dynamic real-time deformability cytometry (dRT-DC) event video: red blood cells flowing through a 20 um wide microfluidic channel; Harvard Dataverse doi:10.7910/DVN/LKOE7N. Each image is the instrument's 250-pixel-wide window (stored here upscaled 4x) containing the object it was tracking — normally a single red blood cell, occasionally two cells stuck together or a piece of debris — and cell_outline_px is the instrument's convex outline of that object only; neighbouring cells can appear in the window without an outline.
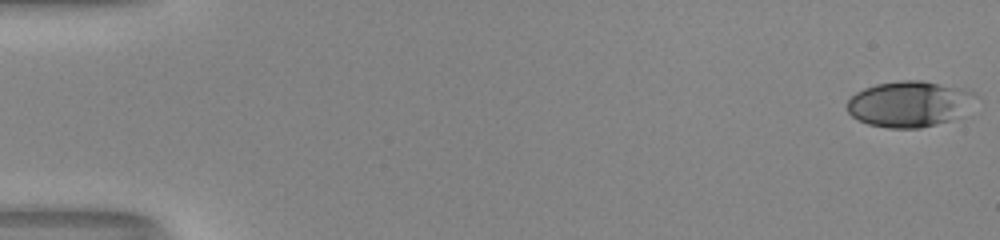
{"species": "human", "species_latin": "Homo sapiens", "temperature_condition": "room temperature", "stored_images_in_passage": 53, "camera_frame_rate_fps": 3000, "um_per_image_px": 0.085, "donor": {"sex": "male"}, "frame": {"image": 1, "passage_image": 1, "time_ms": 0.0, "image_size_px": [1000, 240], "cell_outline_px": [[980, 96], [956, 116], [948, 120], [936, 124], [920, 128], [888, 128], [868, 124], [852, 116], [848, 112], [848, 100], [856, 92], [864, 88], [876, 84], [900, 80], [920, 80], [964, 88], [976, 92]], "centroid_in_image_um": [77.29, 8.81], "position_along_channel_um": 7.7, "area_um2": 34.1}}
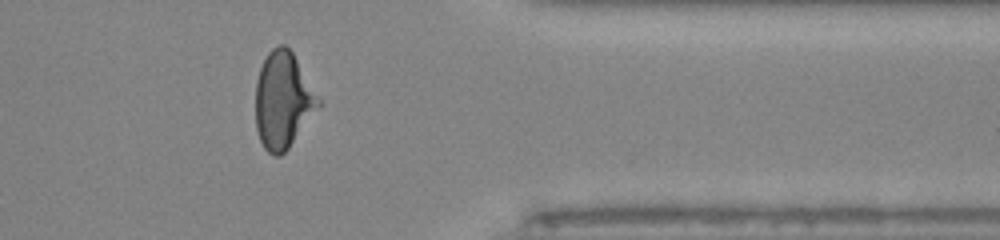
{"frame": {"image": 2, "passage_image": 44, "time_ms": 14.333, "image_size_px": [1000, 240], "cell_outline_px": [[320, 108], [288, 148], [280, 156], [276, 156], [268, 152], [264, 148], [260, 140], [256, 128], [256, 80], [260, 68], [268, 52], [276, 44], [284, 44], [292, 52], [320, 100]], "centroid_in_image_um": [24.04, 8.53], "position_along_channel_um": 387.4, "area_um2": 35.08}}
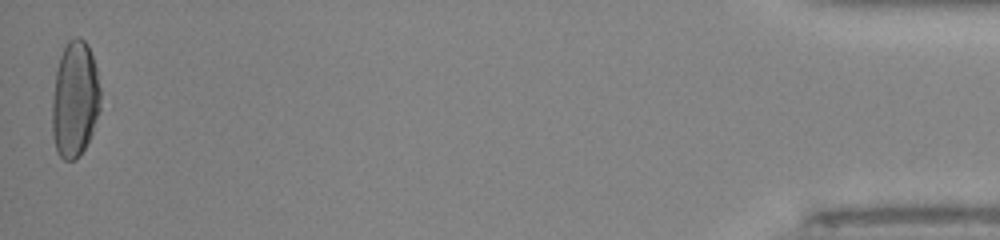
{"frame": {"image": 3, "passage_image": 53, "time_ms": 17.333, "image_size_px": [1000, 240], "cell_outline_px": [[100, 108], [92, 132], [84, 148], [72, 160], [64, 160], [56, 152], [52, 136], [52, 96], [56, 72], [60, 56], [68, 40], [76, 36], [84, 40], [88, 44], [96, 68], [100, 88]], "centroid_in_image_um": [6.35, 8.43], "position_along_channel_um": 428.9, "area_um2": 32.66}, "authors_computed_cell_mechanics": {"area_um2": 33.5818, "velocity_mm_per_s": 4.0345, "shape_relaxation_time_tau1_ms": 6.0508, "shape_relaxation_time_tau2_ms": 1.1927, "deformation_change_tau1": 0.2299, "deformation_change_tau2": 0.0748}}